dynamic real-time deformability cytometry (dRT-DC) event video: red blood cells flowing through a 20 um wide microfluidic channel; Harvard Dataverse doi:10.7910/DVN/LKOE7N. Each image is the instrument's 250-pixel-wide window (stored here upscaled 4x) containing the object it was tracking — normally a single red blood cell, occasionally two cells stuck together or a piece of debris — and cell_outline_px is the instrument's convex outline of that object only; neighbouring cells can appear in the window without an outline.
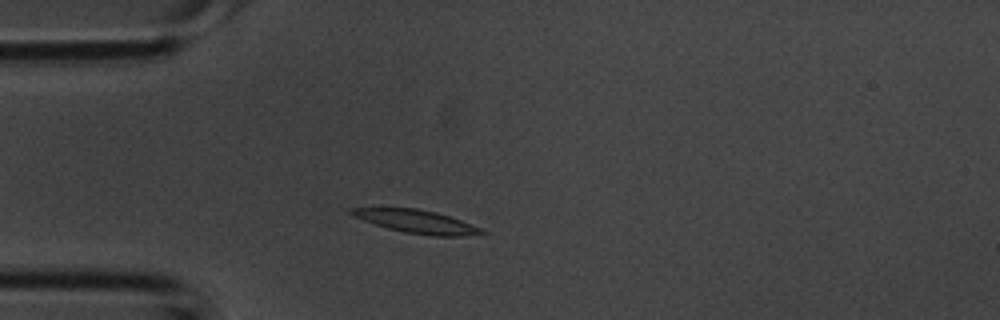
{"species": "common noctule bat (a hibernating species)", "species_latin": "Nyctalus noctula", "temperature_condition": "room temperature", "stored_images_in_passage": 1, "camera_frame_rate_fps": 3000, "um_per_image_px": 0.085, "animal": {"sex": "male", "body_mass_g": 20.1, "forearm_length_mm": 53.5}, "frame": {"image": 1, "passage_image": 1, "time_ms": 0.0, "image_size_px": [1000, 320], "cell_outline_px": [[488, 232], [460, 236], [432, 236], [404, 232], [388, 228], [352, 216], [348, 212], [348, 208], [416, 208], [436, 212], [460, 220], [480, 228]], "centroid_in_image_um": [35.37, 18.82], "position_along_channel_um": 49.6, "area_um2": 17.28}}